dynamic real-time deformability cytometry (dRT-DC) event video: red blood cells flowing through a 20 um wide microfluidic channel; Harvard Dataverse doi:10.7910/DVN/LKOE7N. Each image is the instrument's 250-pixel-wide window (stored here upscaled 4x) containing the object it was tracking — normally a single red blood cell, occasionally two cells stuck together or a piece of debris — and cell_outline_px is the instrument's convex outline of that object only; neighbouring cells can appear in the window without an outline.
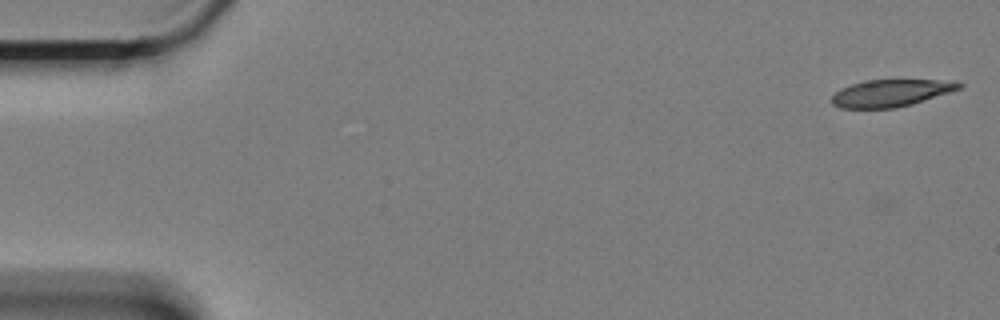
{"species": "Egyptian fruit bat (a non-hibernating species)", "species_latin": "Rousettus aegyptiacus", "temperature_condition": "cold", "stored_images_in_passage": 62, "camera_frame_rate_fps": 3000, "um_per_image_px": 0.085, "animal": {"sex": "female"}, "frame": {"image": 1, "passage_image": 4, "time_ms": 1.0, "image_size_px": [1000, 320], "cell_outline_px": [[964, 84], [960, 88], [912, 104], [896, 108], [840, 108], [832, 104], [832, 96], [840, 88], [864, 80], [956, 80]], "centroid_in_image_um": [75.72, 7.9], "position_along_channel_um": 9.3, "area_um2": 20.06}}
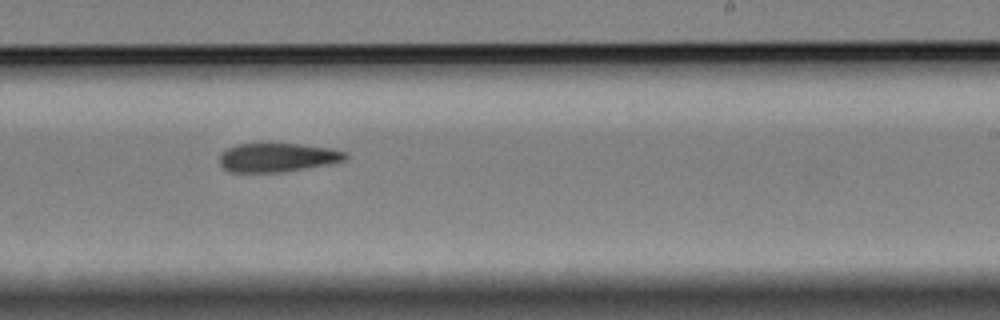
{"frame": {"image": 2, "passage_image": 39, "time_ms": 12.667, "image_size_px": [1000, 320], "cell_outline_px": [[348, 156], [344, 160], [328, 164], [280, 172], [228, 172], [220, 164], [220, 156], [228, 148], [236, 144], [264, 140], [268, 140], [300, 144], [328, 148], [344, 152]], "centroid_in_image_um": [23.51, 13.33], "position_along_channel_um": 265.5, "area_um2": 21.73}}
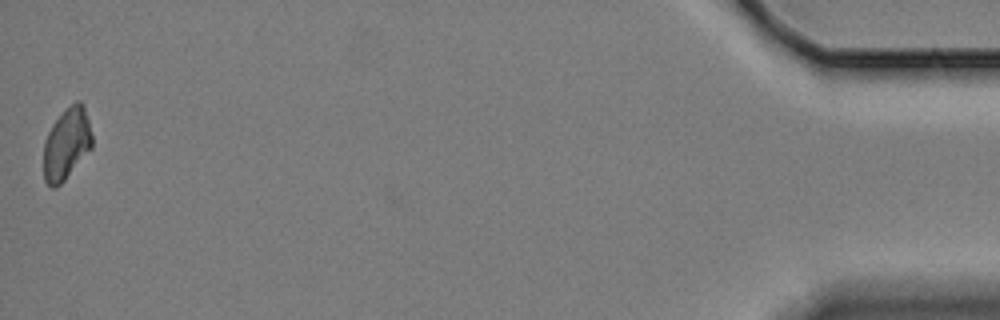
{"frame": {"image": 3, "passage_image": 62, "time_ms": 20.333, "image_size_px": [1000, 320], "cell_outline_px": [[92, 148], [64, 180], [56, 188], [52, 188], [44, 180], [44, 140], [52, 124], [76, 100], [80, 100], [84, 104], [92, 136]], "centroid_in_image_um": [5.66, 12.24], "position_along_channel_um": 429.5, "area_um2": 20.06}}